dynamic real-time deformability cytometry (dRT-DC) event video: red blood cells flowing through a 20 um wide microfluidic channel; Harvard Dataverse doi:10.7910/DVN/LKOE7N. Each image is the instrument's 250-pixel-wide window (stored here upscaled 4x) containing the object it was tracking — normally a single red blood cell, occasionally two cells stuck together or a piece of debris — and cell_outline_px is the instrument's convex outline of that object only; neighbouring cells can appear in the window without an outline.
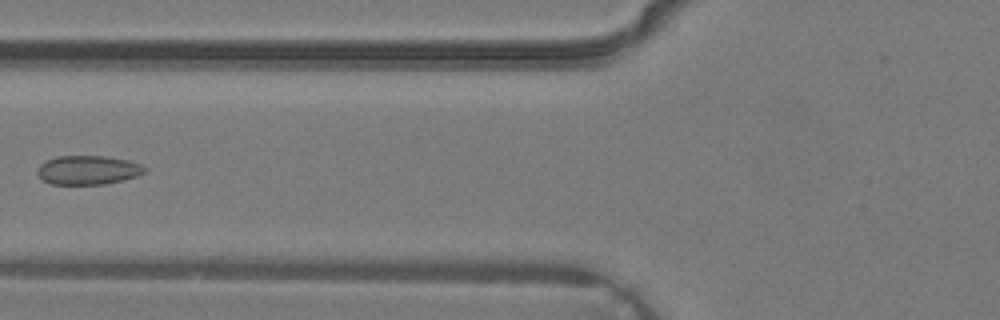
{"species": "common noctule bat (a hibernating species)", "species_latin": "Nyctalus noctula", "temperature_condition": "warm", "stored_images_in_passage": 6, "camera_frame_rate_fps": 3000, "um_per_image_px": 0.085, "animal": {"sex": "male", "body_mass_g": 19.2, "forearm_length_mm": 51.8}, "frame": {"image": 1, "passage_image": 6, "time_ms": 1.667, "image_size_px": [1000, 320], "cell_outline_px": [[148, 168], [144, 172], [136, 176], [124, 180], [104, 184], [52, 184], [44, 180], [36, 172], [40, 164], [48, 160], [60, 156], [104, 156], [128, 160], [140, 164]], "centroid_in_image_um": [7.5, 14.45], "position_along_channel_um": 118.3, "area_um2": 17.98}}